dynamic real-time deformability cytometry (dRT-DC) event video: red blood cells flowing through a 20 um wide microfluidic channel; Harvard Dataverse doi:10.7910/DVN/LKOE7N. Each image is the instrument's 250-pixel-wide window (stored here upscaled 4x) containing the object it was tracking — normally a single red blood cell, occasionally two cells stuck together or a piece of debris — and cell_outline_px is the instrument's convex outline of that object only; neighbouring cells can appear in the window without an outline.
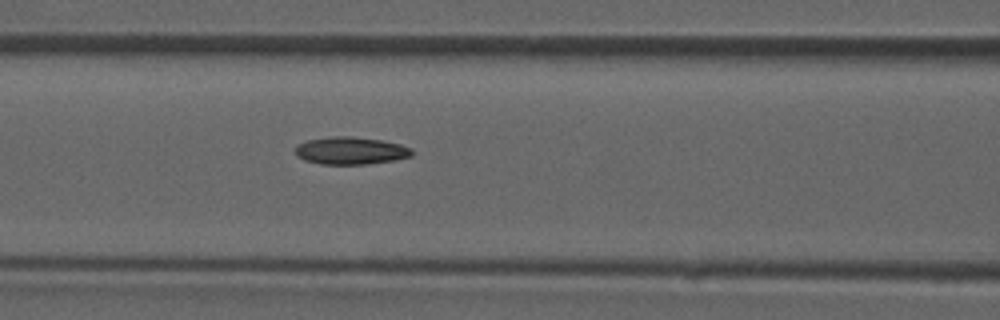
{"species": "common noctule bat (a hibernating species)", "species_latin": "Nyctalus noctula", "temperature_condition": "room temperature", "stored_images_in_passage": 32, "camera_frame_rate_fps": 3000, "um_per_image_px": 0.085, "animal": {"sex": "male", "forearm_length_mm": 52.5}, "frame": {"image": 1, "passage_image": 10, "time_ms": 3.0, "image_size_px": [1000, 320], "cell_outline_px": [[412, 156], [396, 160], [368, 164], [320, 164], [304, 160], [296, 156], [296, 144], [308, 140], [332, 136], [352, 136], [380, 140], [400, 144], [412, 148]], "centroid_in_image_um": [29.8, 12.81], "position_along_channel_um": 136.8, "area_um2": 18.79}}